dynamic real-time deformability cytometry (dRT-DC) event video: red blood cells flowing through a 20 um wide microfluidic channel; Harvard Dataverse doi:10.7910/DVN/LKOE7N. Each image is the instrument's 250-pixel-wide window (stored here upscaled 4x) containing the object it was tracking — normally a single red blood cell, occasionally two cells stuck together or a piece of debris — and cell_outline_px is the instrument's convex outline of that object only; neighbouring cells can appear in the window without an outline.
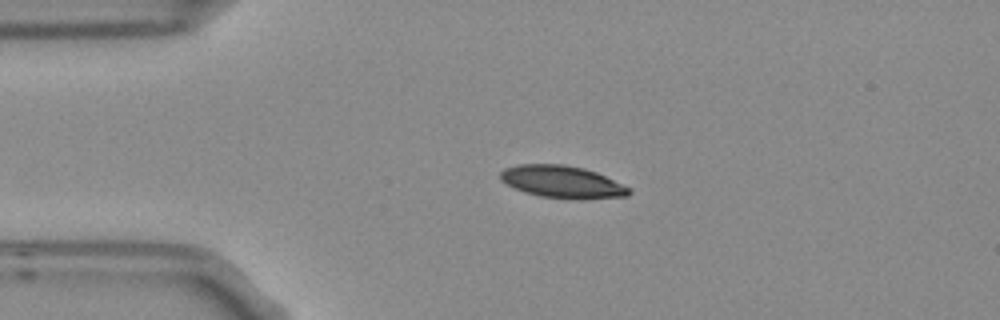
{"species": "Egyptian fruit bat (a non-hibernating species)", "species_latin": "Rousettus aegyptiacus", "temperature_condition": "room temperature", "stored_images_in_passage": 5, "camera_frame_rate_fps": 3000, "um_per_image_px": 0.085, "frame": {"image": 1, "passage_image": 3, "time_ms": 0.667, "image_size_px": [1000, 320], "cell_outline_px": [[632, 192], [628, 196], [540, 196], [524, 192], [500, 180], [500, 172], [504, 168], [516, 164], [564, 164], [584, 168], [596, 172], [632, 188]], "centroid_in_image_um": [47.73, 15.39], "position_along_channel_um": 37.3, "area_um2": 23.18}}
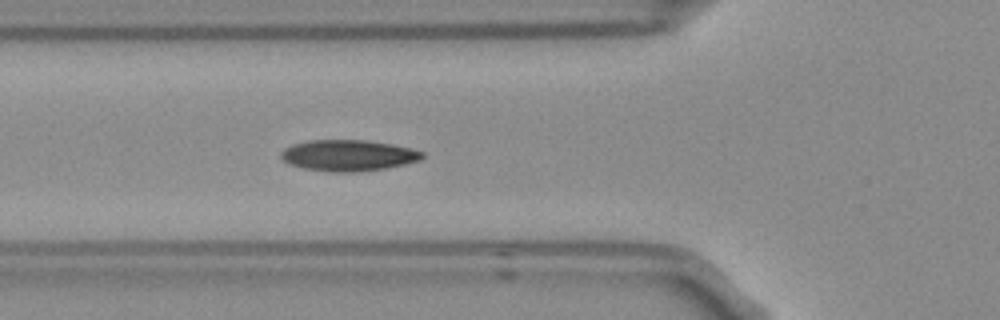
{"frame": {"image": 2, "passage_image": 5, "time_ms": 1.333, "image_size_px": [1000, 320], "cell_outline_px": [[424, 156], [420, 160], [404, 164], [384, 168], [352, 172], [332, 172], [304, 168], [292, 164], [284, 160], [280, 156], [280, 152], [284, 148], [292, 144], [308, 140], [364, 140], [392, 144], [412, 148], [424, 152]], "centroid_in_image_um": [29.6, 13.2], "position_along_channel_um": 96.2, "area_um2": 25.49}}